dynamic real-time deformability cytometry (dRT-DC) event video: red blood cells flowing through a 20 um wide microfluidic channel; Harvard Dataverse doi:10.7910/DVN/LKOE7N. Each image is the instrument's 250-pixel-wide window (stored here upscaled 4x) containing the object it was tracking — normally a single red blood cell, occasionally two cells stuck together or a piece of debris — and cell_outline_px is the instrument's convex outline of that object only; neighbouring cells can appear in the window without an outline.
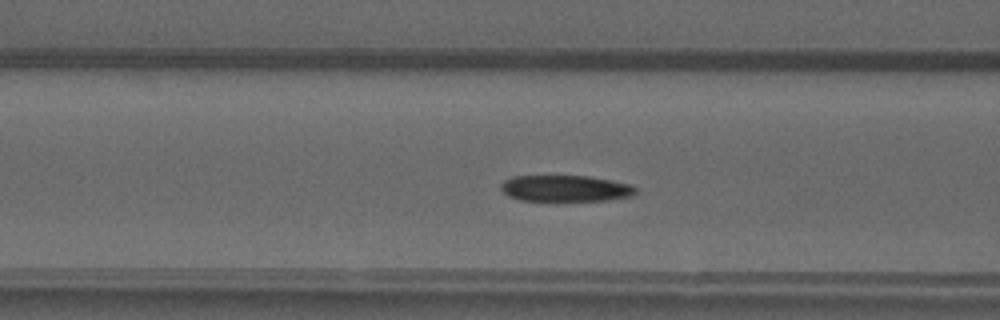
{"species": "common noctule bat (a hibernating species)", "species_latin": "Nyctalus noctula", "temperature_condition": "warm", "stored_images_in_passage": 37, "camera_frame_rate_fps": 3000, "um_per_image_px": 0.085, "animal": {"sex": "male", "forearm_length_mm": 52.5}, "frame": {"image": 1, "passage_image": 11, "time_ms": 3.333, "image_size_px": [1000, 320], "cell_outline_px": [[636, 192], [632, 196], [612, 200], [520, 200], [508, 196], [500, 188], [500, 184], [504, 180], [512, 176], [588, 176], [628, 184], [636, 188]], "centroid_in_image_um": [48.03, 16.01], "position_along_channel_um": 118.6, "area_um2": 20.46}}
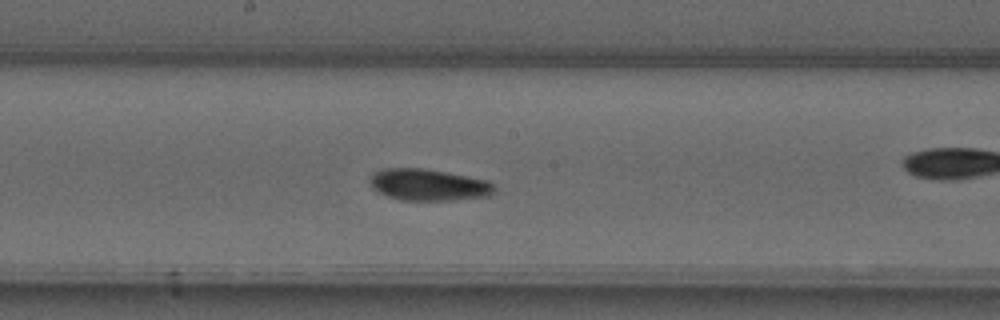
{"frame": {"image": 2, "passage_image": 18, "time_ms": 5.667, "image_size_px": [1000, 320], "cell_outline_px": [[496, 192], [488, 196], [452, 200], [400, 200], [388, 196], [372, 188], [368, 180], [372, 172], [384, 168], [424, 168], [448, 172], [488, 180], [496, 188]], "centroid_in_image_um": [36.41, 15.7], "position_along_channel_um": 211.8, "area_um2": 23.18}}
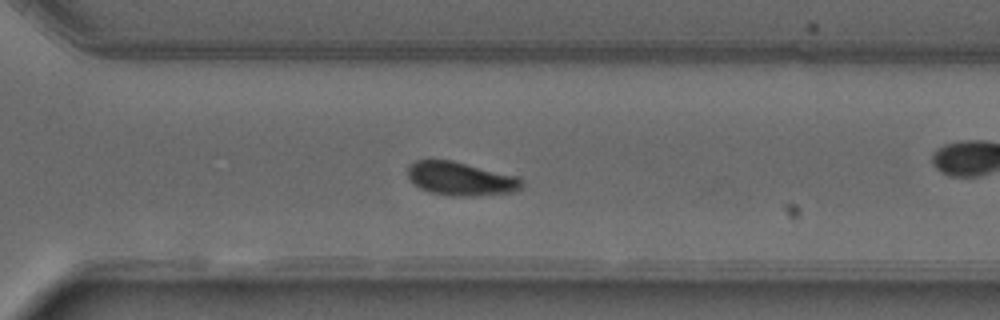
{"frame": {"image": 3, "passage_image": 27, "time_ms": 8.667, "image_size_px": [1000, 320], "cell_outline_px": [[524, 188], [512, 192], [472, 196], [452, 196], [428, 192], [420, 188], [408, 176], [408, 164], [416, 160], [452, 160], [516, 176], [524, 180]], "centroid_in_image_um": [39.18, 15.19], "position_along_channel_um": 331.4, "area_um2": 22.31}}